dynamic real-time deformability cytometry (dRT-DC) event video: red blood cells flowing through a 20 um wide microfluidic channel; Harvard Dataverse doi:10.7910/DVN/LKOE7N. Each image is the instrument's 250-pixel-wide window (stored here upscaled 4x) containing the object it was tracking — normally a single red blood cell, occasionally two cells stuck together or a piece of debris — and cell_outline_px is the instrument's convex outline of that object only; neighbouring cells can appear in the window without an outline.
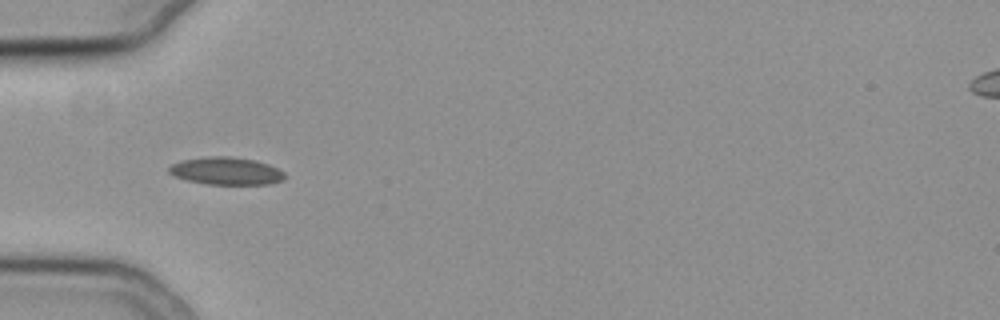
{"species": "common noctule bat (a hibernating species)", "species_latin": "Nyctalus noctula", "temperature_condition": "cold", "stored_images_in_passage": 38, "camera_frame_rate_fps": 3000, "um_per_image_px": 0.085, "animal": {"sex": "female", "body_mass_g": 19.3, "forearm_length_mm": 54.1}, "frame": {"image": 1, "passage_image": 1, "time_ms": 0.0, "image_size_px": [1000, 320], "cell_outline_px": [[288, 176], [284, 180], [268, 184], [208, 184], [188, 180], [172, 176], [168, 172], [168, 168], [172, 164], [180, 160], [208, 156], [228, 156], [256, 160], [268, 164], [284, 172]], "centroid_in_image_um": [19.22, 14.53], "position_along_channel_um": 65.8, "area_um2": 18.73}}
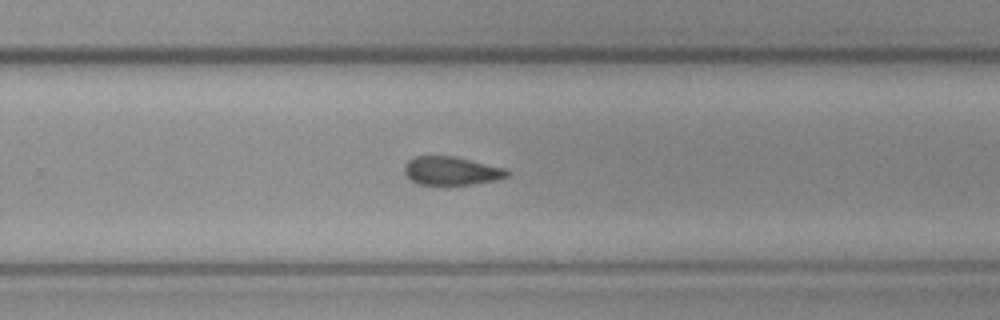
{"frame": {"image": 2, "passage_image": 19, "time_ms": 6.0, "image_size_px": [1000, 320], "cell_outline_px": [[512, 172], [508, 176], [496, 180], [452, 188], [440, 188], [416, 184], [408, 180], [404, 172], [404, 164], [408, 160], [416, 156], [452, 156], [504, 168]], "centroid_in_image_um": [38.3, 14.6], "position_along_channel_um": 291.5, "area_um2": 18.03}}
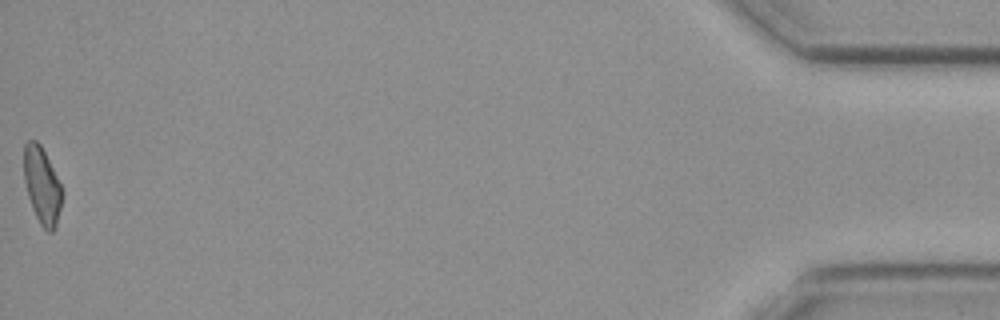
{"frame": {"image": 3, "passage_image": 38, "time_ms": 12.333, "image_size_px": [1000, 320], "cell_outline_px": [[64, 192], [56, 224], [52, 232], [48, 232], [40, 224], [32, 208], [28, 196], [24, 180], [24, 144], [28, 140], [36, 140], [40, 144]], "centroid_in_image_um": [3.56, 15.77], "position_along_channel_um": 431.6, "area_um2": 16.82}}